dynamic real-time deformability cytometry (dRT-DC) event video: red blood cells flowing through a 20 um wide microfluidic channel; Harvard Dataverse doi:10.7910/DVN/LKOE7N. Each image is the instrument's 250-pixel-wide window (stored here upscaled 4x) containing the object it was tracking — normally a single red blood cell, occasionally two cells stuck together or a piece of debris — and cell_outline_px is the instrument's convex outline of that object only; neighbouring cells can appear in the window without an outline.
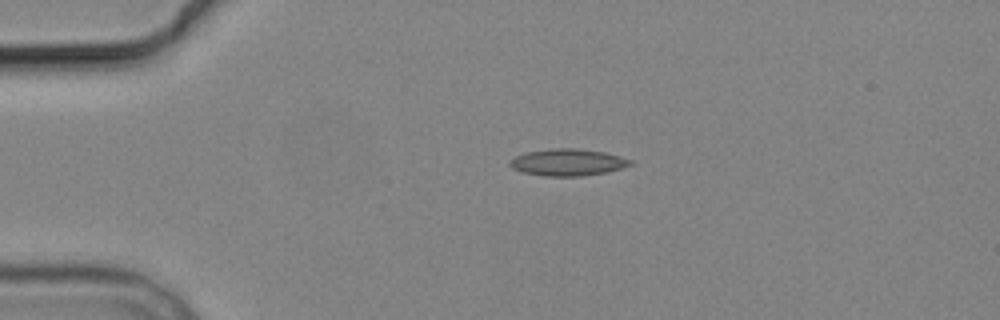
{"species": "common noctule bat (a hibernating species)", "species_latin": "Nyctalus noctula", "temperature_condition": "cold", "stored_images_in_passage": 3, "camera_frame_rate_fps": 3000, "um_per_image_px": 0.085, "animal": {"sex": "male", "body_mass_g": 19.2, "forearm_length_mm": 51.8}, "frame": {"image": 1, "passage_image": 3, "time_ms": 4.333, "image_size_px": [1000, 320], "cell_outline_px": [[632, 164], [608, 172], [580, 176], [544, 176], [524, 172], [512, 168], [508, 164], [508, 160], [516, 156], [528, 152], [552, 148], [576, 148], [604, 152], [620, 156], [632, 160]], "centroid_in_image_um": [48.24, 13.79], "position_along_channel_um": 36.8, "area_um2": 18.79}}